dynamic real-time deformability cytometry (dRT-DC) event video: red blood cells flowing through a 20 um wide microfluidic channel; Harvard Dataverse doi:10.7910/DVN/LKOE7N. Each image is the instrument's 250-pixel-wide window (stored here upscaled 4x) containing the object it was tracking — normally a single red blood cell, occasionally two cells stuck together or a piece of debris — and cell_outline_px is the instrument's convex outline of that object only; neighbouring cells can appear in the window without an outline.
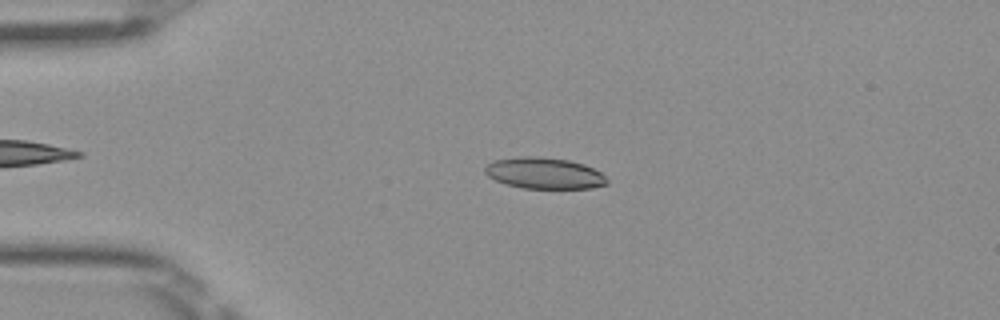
{"species": "Egyptian fruit bat (a non-hibernating species)", "species_latin": "Rousettus aegyptiacus", "temperature_condition": "room temperature", "stored_images_in_passage": 49, "camera_frame_rate_fps": 3000, "um_per_image_px": 0.085, "frame": {"image": 1, "passage_image": 11, "time_ms": 3.333, "image_size_px": [1000, 320], "cell_outline_px": [[608, 184], [592, 188], [524, 188], [504, 184], [488, 176], [484, 172], [484, 168], [488, 164], [496, 160], [520, 156], [540, 156], [568, 160], [584, 164], [600, 172], [608, 180]], "centroid_in_image_um": [46.26, 14.72], "position_along_channel_um": 38.7, "area_um2": 22.2}}
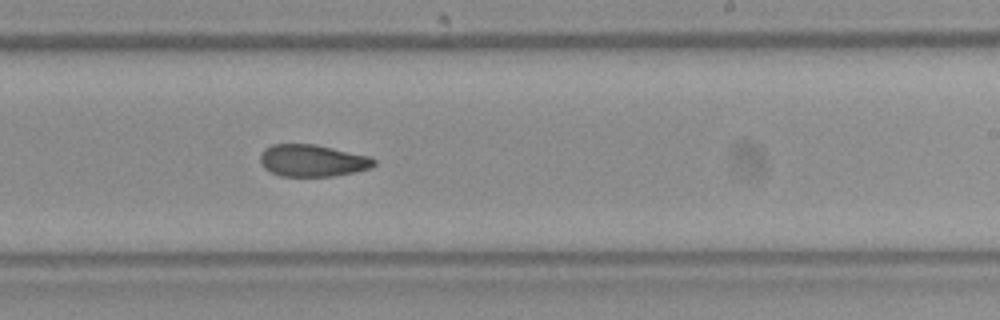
{"frame": {"image": 2, "passage_image": 30, "time_ms": 9.667, "image_size_px": [1000, 320], "cell_outline_px": [[376, 164], [372, 168], [332, 176], [280, 176], [264, 168], [260, 164], [260, 156], [264, 148], [272, 144], [316, 144], [372, 156], [376, 160]], "centroid_in_image_um": [26.58, 13.64], "position_along_channel_um": 262.4, "area_um2": 21.44}}
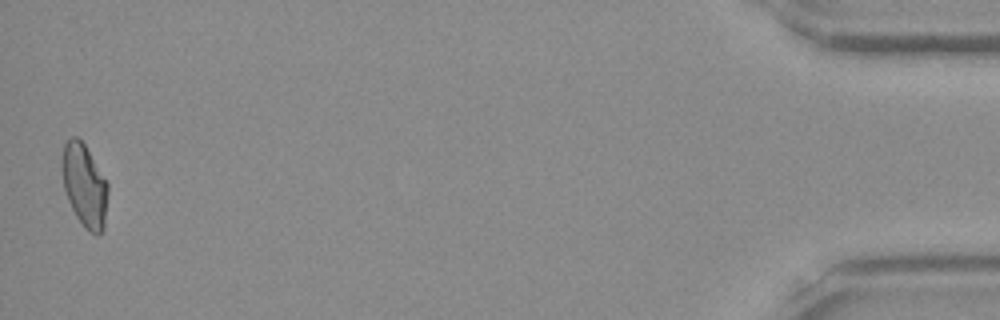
{"frame": {"image": 3, "passage_image": 49, "time_ms": 16.0, "image_size_px": [1000, 320], "cell_outline_px": [[108, 192], [104, 228], [96, 236], [76, 216], [68, 200], [64, 188], [60, 160], [64, 144], [72, 136], [76, 136], [84, 144], [108, 184]], "centroid_in_image_um": [7.16, 15.73], "position_along_channel_um": 428.0, "area_um2": 21.85}, "authors_computed_cell_mechanics": {"area_um2": 21.7906, "velocity_mm_per_s": 4.0468, "shape_relaxation_time_tau1_ms": null, "shape_relaxation_time_tau2_ms": 4.024, "deformation_change_tau1": null, "deformation_change_tau2": 0.1136}}